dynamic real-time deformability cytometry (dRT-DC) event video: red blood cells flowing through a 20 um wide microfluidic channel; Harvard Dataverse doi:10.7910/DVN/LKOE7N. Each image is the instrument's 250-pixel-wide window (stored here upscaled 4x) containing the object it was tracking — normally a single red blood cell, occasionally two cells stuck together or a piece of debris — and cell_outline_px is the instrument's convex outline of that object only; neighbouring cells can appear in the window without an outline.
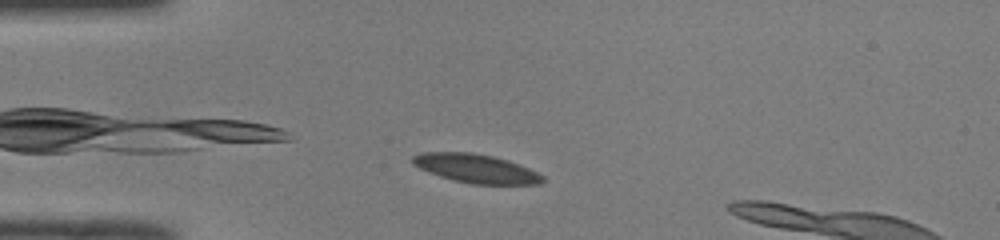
{"species": "common noctule bat (a hibernating species)", "species_latin": "Nyctalus noctula", "temperature_condition": "room temperature", "stored_images_in_passage": 41, "camera_frame_rate_fps": 3000, "um_per_image_px": 0.085, "animal": {"sex": "male", "body_mass_g": 19.0, "forearm_length_mm": 50.8}, "frame": {"image": 1, "passage_image": 1, "time_ms": 0.0, "image_size_px": [1000, 240], "cell_outline_px": [[544, 180], [540, 184], [472, 184], [452, 180], [428, 172], [412, 164], [412, 156], [420, 152], [472, 152], [492, 156], [508, 160], [528, 168], [544, 176]], "centroid_in_image_um": [40.43, 14.32], "position_along_channel_um": 44.6, "area_um2": 21.79}}
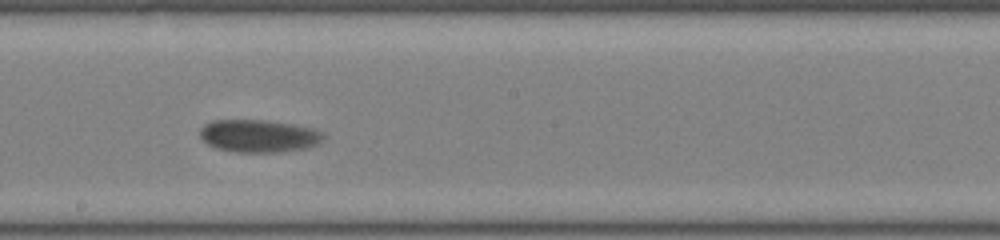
{"frame": {"image": 2, "passage_image": 17, "time_ms": 5.333, "image_size_px": [1000, 240], "cell_outline_px": [[324, 136], [316, 144], [308, 148], [280, 152], [232, 152], [216, 148], [208, 144], [200, 136], [200, 128], [204, 124], [212, 120], [264, 120], [292, 124], [312, 128], [320, 132]], "centroid_in_image_um": [21.95, 11.56], "position_along_channel_um": 226.3, "area_um2": 23.41}}
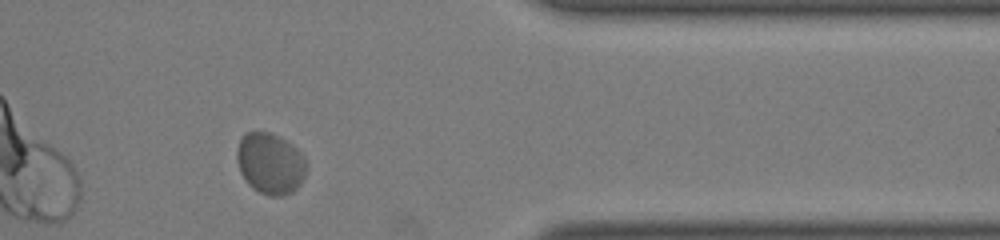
{"frame": {"image": 3, "passage_image": 31, "time_ms": 10.0, "image_size_px": [1000, 240], "cell_outline_px": [[308, 168], [300, 184], [292, 192], [280, 196], [268, 196], [252, 188], [248, 184], [240, 172], [236, 160], [236, 148], [244, 132], [272, 132], [280, 136], [292, 144], [304, 156], [308, 164]], "centroid_in_image_um": [22.97, 13.88], "position_along_channel_um": 388.4, "area_um2": 25.2}, "authors_computed_cell_mechanics": {"area_um2": 23.2934, "velocity_mm_per_s": 3.8233, "shape_relaxation_time_tau1_ms": 3.1358, "shape_relaxation_time_tau2_ms": null, "deformation_change_tau1": 0.0668, "deformation_change_tau2": null}}